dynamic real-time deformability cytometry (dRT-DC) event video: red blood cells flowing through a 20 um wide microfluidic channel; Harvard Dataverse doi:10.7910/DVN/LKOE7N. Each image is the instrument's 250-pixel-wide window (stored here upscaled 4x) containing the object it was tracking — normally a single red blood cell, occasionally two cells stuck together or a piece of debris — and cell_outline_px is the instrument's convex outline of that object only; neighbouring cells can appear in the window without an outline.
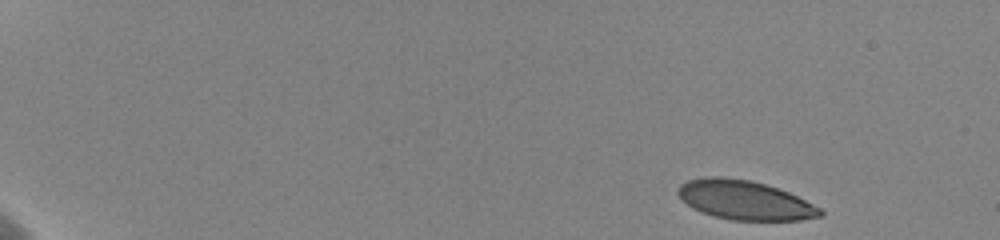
{"species": "human", "species_latin": "Homo sapiens", "temperature_condition": "cold", "stored_images_in_passage": 29, "camera_frame_rate_fps": 3000, "um_per_image_px": 0.085, "donor": {"sex": "female"}, "frame": {"image": 1, "passage_image": 1, "time_ms": 0.0, "image_size_px": [1000, 240], "cell_outline_px": [[824, 216], [800, 220], [732, 220], [712, 216], [700, 212], [692, 208], [676, 192], [680, 184], [688, 180], [716, 176], [720, 176], [748, 180], [764, 184], [788, 192], [820, 208], [824, 212]], "centroid_in_image_um": [63.3, 17.02], "position_along_channel_um": 21.7, "area_um2": 32.19}}
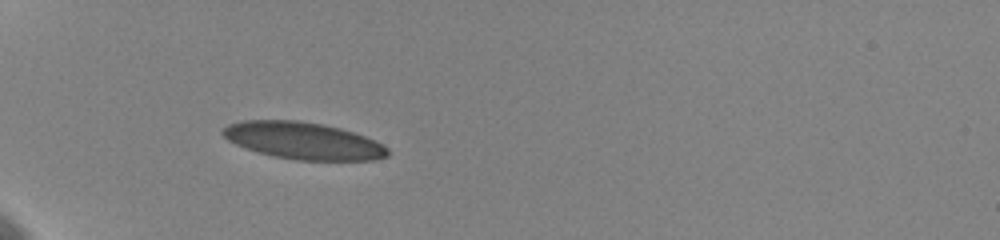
{"frame": {"image": 2, "passage_image": 11, "time_ms": 4.667, "image_size_px": [1000, 240], "cell_outline_px": [[388, 156], [372, 160], [296, 160], [272, 156], [236, 144], [228, 140], [220, 132], [228, 124], [240, 120], [300, 120], [340, 128], [364, 136], [388, 148]], "centroid_in_image_um": [25.74, 11.95], "position_along_channel_um": 59.3, "area_um2": 35.26}}
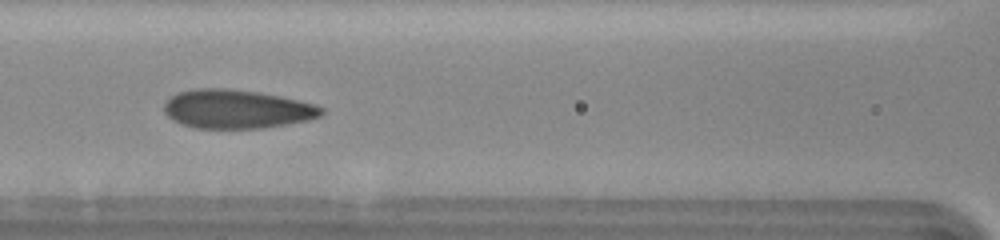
{"frame": {"image": 3, "passage_image": 18, "time_ms": 7.667, "image_size_px": [1000, 240], "cell_outline_px": [[324, 112], [320, 116], [308, 120], [260, 128], [196, 128], [180, 124], [172, 120], [164, 112], [164, 104], [176, 92], [196, 88], [228, 88], [260, 92], [280, 96], [316, 104], [324, 108]], "centroid_in_image_um": [20.11, 9.26], "position_along_channel_um": 146.5, "area_um2": 35.66}}